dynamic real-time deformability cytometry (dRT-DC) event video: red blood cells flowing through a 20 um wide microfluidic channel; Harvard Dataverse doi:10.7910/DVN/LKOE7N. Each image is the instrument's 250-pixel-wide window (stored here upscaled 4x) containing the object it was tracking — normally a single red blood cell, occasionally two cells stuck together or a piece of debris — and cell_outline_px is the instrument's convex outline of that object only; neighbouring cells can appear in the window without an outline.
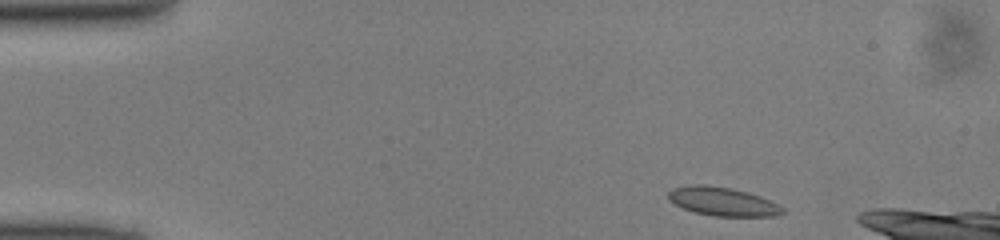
{"species": "common noctule bat (a hibernating species)", "species_latin": "Nyctalus noctula", "temperature_condition": "cold", "stored_images_in_passage": 41, "camera_frame_rate_fps": 3000, "um_per_image_px": 0.085, "animal": {"sex": "male", "body_mass_g": 13.0, "forearm_length_mm": 53.1}, "frame": {"image": 1, "passage_image": 1, "time_ms": 0.0, "image_size_px": [1000, 240], "cell_outline_px": [[784, 212], [776, 216], [712, 216], [696, 212], [684, 208], [668, 200], [668, 192], [672, 188], [688, 184], [704, 184], [732, 188], [748, 192], [760, 196], [780, 204], [784, 208]], "centroid_in_image_um": [61.43, 17.11], "position_along_channel_um": 23.6, "area_um2": 19.25}}
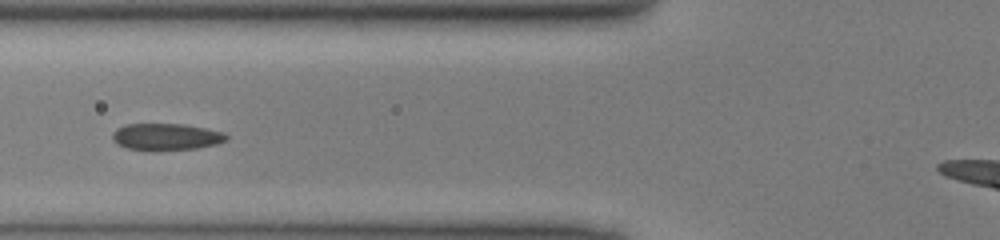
{"frame": {"image": 2, "passage_image": 13, "time_ms": 4.0, "image_size_px": [1000, 240], "cell_outline_px": [[228, 140], [216, 144], [196, 148], [128, 148], [116, 144], [112, 140], [112, 132], [116, 128], [124, 124], [184, 124], [224, 132], [228, 136]], "centroid_in_image_um": [14.11, 11.58], "position_along_channel_um": 111.7, "area_um2": 17.22}}
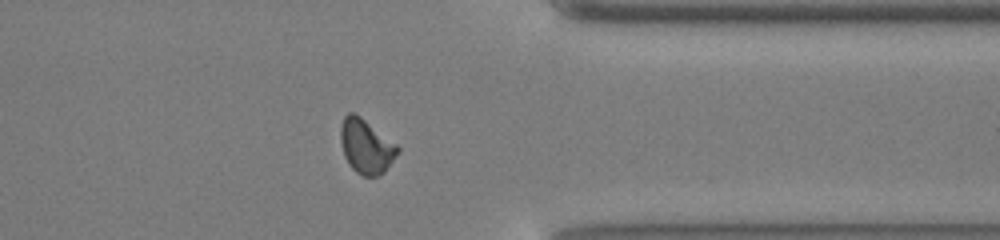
{"frame": {"image": 3, "passage_image": 33, "time_ms": 10.667, "image_size_px": [1000, 240], "cell_outline_px": [[400, 152], [384, 172], [376, 176], [364, 176], [356, 172], [348, 164], [344, 156], [340, 140], [340, 128], [344, 116], [348, 112], [352, 112], [360, 116], [396, 144], [400, 148]], "centroid_in_image_um": [31.11, 12.44], "position_along_channel_um": 380.3, "area_um2": 18.03}}